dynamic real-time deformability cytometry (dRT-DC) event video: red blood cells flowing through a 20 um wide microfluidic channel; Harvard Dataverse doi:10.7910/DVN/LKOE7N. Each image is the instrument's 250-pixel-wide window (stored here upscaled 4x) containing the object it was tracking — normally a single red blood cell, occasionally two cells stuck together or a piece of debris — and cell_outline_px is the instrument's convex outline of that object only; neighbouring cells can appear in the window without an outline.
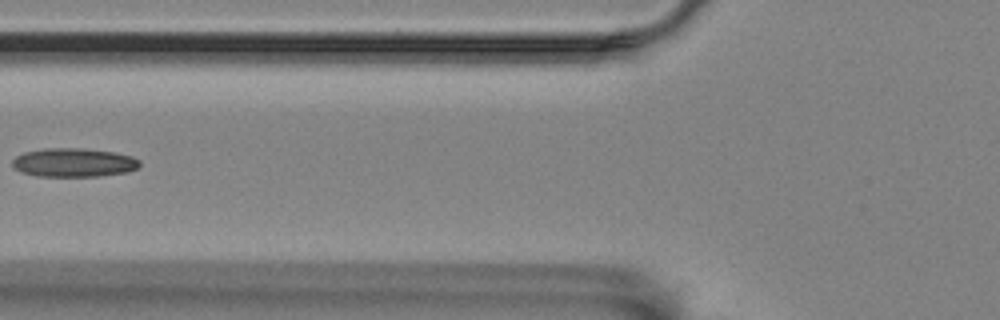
{"species": "Egyptian fruit bat (a non-hibernating species)", "species_latin": "Rousettus aegyptiacus", "temperature_condition": "room temperature", "stored_images_in_passage": 2, "camera_frame_rate_fps": 3000, "um_per_image_px": 0.085, "animal": {"sex": "female"}, "frame": {"image": 1, "passage_image": 2, "time_ms": 1.333, "image_size_px": [1000, 320], "cell_outline_px": [[140, 164], [136, 168], [128, 172], [96, 176], [36, 176], [24, 172], [16, 168], [12, 164], [12, 160], [16, 156], [24, 152], [44, 148], [84, 148], [116, 152], [132, 156], [140, 160]], "centroid_in_image_um": [6.29, 13.8], "position_along_channel_um": 119.5, "area_um2": 21.33}}